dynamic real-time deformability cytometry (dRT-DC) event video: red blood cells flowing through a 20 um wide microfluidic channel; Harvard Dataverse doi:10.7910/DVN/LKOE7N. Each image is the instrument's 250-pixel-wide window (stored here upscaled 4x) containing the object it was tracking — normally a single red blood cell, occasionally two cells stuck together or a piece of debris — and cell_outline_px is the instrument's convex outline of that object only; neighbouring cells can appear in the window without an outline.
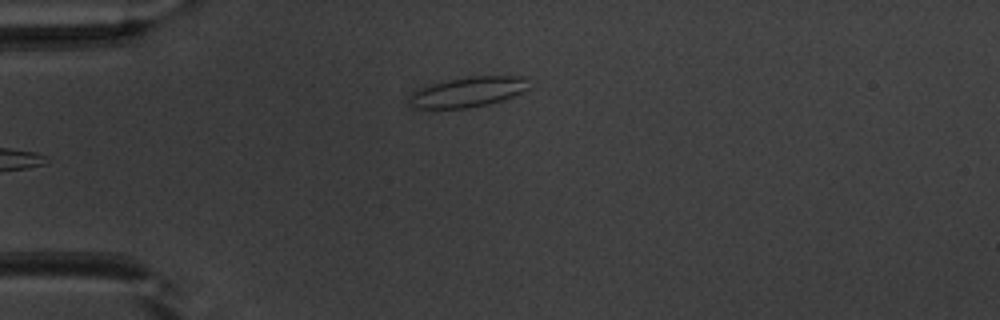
{"species": "common noctule bat (a hibernating species)", "species_latin": "Nyctalus noctula", "temperature_condition": "warm", "stored_images_in_passage": 35, "camera_frame_rate_fps": 3000, "um_per_image_px": 0.085, "animal": {"sex": "male", "body_mass_g": 20.1, "forearm_length_mm": 53.5}, "frame": {"image": 1, "passage_image": 1, "time_ms": 0.0, "image_size_px": [1000, 320], "cell_outline_px": [[528, 88], [512, 96], [488, 104], [468, 108], [420, 108], [412, 104], [408, 96], [412, 92], [448, 80], [468, 76], [520, 76], [524, 80]], "centroid_in_image_um": [39.77, 7.82], "position_along_channel_um": 45.2, "area_um2": 20.17}}
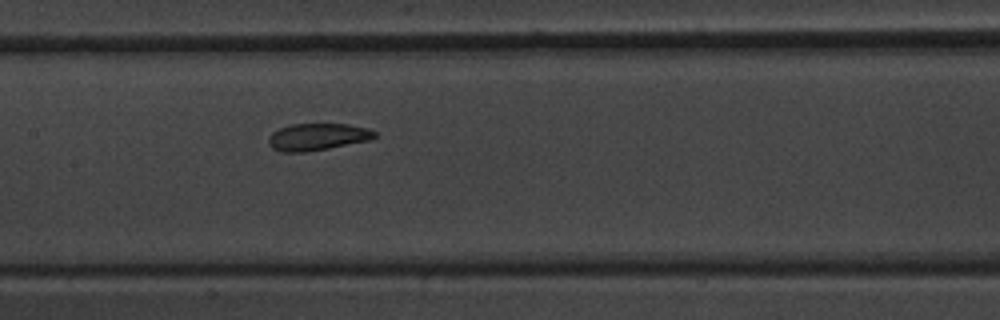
{"frame": {"image": 2, "passage_image": 13, "time_ms": 4.0, "image_size_px": [1000, 320], "cell_outline_px": [[376, 136], [368, 140], [328, 148], [304, 152], [280, 152], [272, 148], [268, 144], [268, 136], [272, 132], [280, 128], [292, 124], [348, 124], [368, 128], [376, 132]], "centroid_in_image_um": [26.94, 11.63], "position_along_channel_um": 180.5, "area_um2": 16.65}}
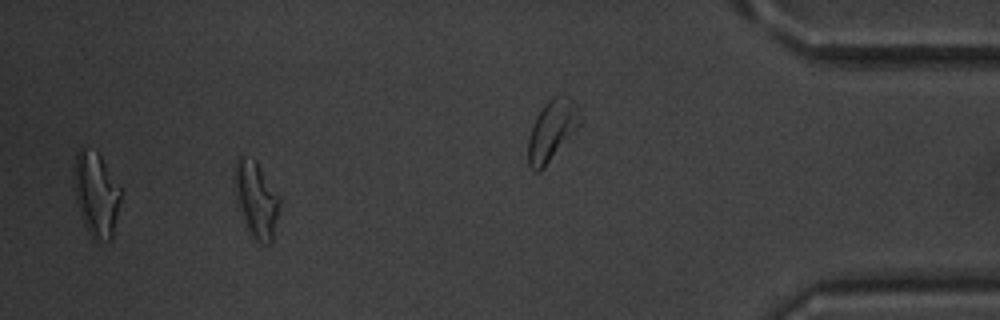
{"frame": {"image": 3, "passage_image": 30, "time_ms": 9.667, "image_size_px": [1000, 320], "cell_outline_px": [[280, 204], [272, 244], [260, 244], [252, 236], [244, 220], [232, 188], [232, 172], [236, 156], [244, 156], [256, 160], [280, 196]], "centroid_in_image_um": [21.75, 16.9], "position_along_channel_um": 413.5, "area_um2": 20.52}, "authors_computed_cell_mechanics": {"area_um2": 17.5134, "velocity_mm_per_s": 3.9369, "shape_relaxation_time_tau1_ms": 8.5758, "shape_relaxation_time_tau2_ms": 2.362, "deformation_change_tau1": 0.204, "deformation_change_tau2": 0.0881}}